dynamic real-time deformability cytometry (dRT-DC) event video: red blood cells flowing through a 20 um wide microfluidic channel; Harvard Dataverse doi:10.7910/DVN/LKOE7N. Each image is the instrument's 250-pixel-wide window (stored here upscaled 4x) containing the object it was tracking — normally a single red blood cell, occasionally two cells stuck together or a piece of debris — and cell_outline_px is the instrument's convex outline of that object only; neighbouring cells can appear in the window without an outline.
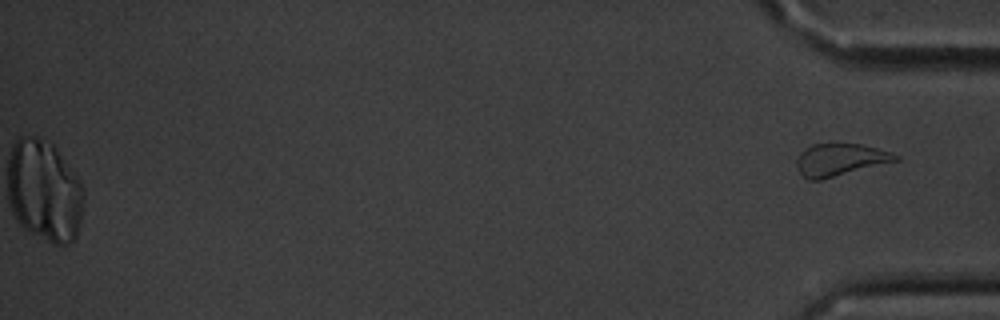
{"species": "common noctule bat (a hibernating species)", "species_latin": "Nyctalus noctula", "temperature_condition": "cold", "stored_images_in_passage": 46, "camera_frame_rate_fps": 3000, "um_per_image_px": 0.085, "animal": {"sex": "male", "body_mass_g": 20.1, "forearm_length_mm": 53.5}, "frame": {"image": 1, "passage_image": 46, "time_ms": 15.0, "image_size_px": [1000, 320], "cell_outline_px": [[900, 160], [820, 180], [808, 180], [800, 172], [796, 164], [796, 160], [800, 152], [804, 148], [812, 144], [832, 140], [864, 144], [900, 156]], "centroid_in_image_um": [71.37, 13.52], "position_along_channel_um": 363.8, "area_um2": 19.25}}